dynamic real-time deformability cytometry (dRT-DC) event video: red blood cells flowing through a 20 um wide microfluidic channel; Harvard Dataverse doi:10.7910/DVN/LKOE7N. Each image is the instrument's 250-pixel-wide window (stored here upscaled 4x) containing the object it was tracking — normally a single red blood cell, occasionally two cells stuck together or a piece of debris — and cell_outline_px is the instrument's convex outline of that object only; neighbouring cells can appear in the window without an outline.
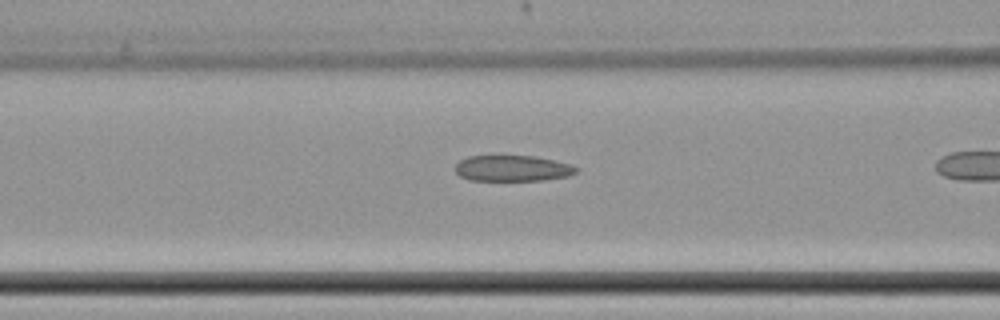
{"species": "common noctule bat (a hibernating species)", "species_latin": "Nyctalus noctula", "temperature_condition": "cold", "stored_images_in_passage": 33, "camera_frame_rate_fps": 3000, "um_per_image_px": 0.085, "animal": {"sex": "female", "body_mass_g": 22.7, "forearm_length_mm": 54.2}, "frame": {"image": 1, "passage_image": 24, "time_ms": 7.667, "image_size_px": [1000, 320], "cell_outline_px": [[580, 168], [576, 172], [568, 176], [544, 180], [468, 180], [460, 176], [456, 172], [456, 164], [460, 160], [468, 156], [536, 156], [572, 164]], "centroid_in_image_um": [43.59, 14.3], "position_along_channel_um": 123.0, "area_um2": 18.32}}